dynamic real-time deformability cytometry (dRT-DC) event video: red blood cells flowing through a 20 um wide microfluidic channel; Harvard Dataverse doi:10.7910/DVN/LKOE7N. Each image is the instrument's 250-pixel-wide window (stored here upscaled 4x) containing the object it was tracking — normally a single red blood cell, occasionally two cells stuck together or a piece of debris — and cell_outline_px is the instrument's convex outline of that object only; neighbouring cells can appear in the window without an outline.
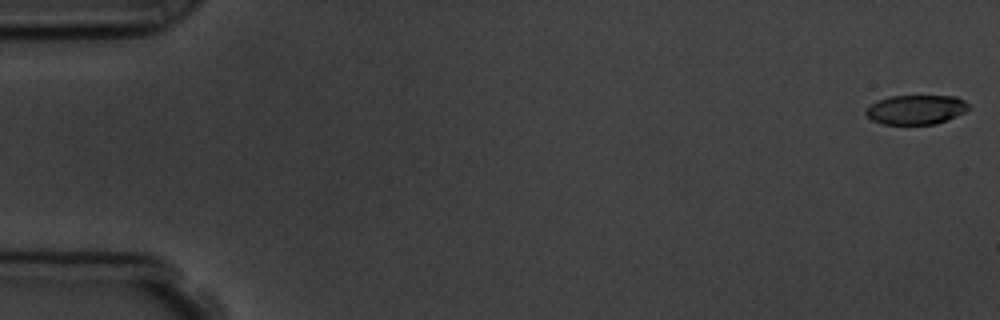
{"species": "common noctule bat (a hibernating species)", "species_latin": "Nyctalus noctula", "temperature_condition": "room temperature", "stored_images_in_passage": 6, "camera_frame_rate_fps": 3000, "um_per_image_px": 0.085, "animal": {"sex": "male", "body_mass_g": 19.5, "forearm_length_mm": 54.6}, "frame": {"image": 1, "passage_image": 1, "time_ms": 0.0, "image_size_px": [1000, 320], "cell_outline_px": [[972, 108], [948, 120], [936, 124], [884, 124], [872, 120], [864, 112], [876, 100], [888, 96], [956, 96], [964, 100]], "centroid_in_image_um": [77.89, 9.31], "position_along_channel_um": 7.1, "area_um2": 17.69}}
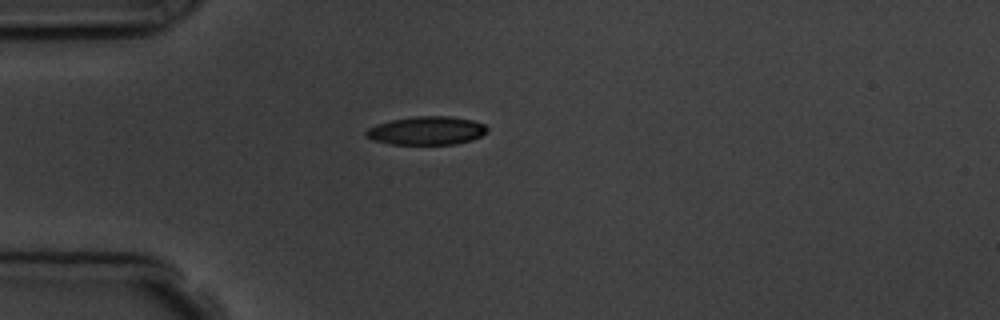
{"frame": {"image": 2, "passage_image": 5, "time_ms": 4.667, "image_size_px": [1000, 320], "cell_outline_px": [[488, 132], [472, 140], [456, 144], [388, 144], [372, 140], [364, 136], [364, 132], [368, 128], [376, 124], [392, 120], [416, 116], [448, 116], [472, 120], [484, 124], [488, 128]], "centroid_in_image_um": [36.24, 11.11], "position_along_channel_um": 48.8, "area_um2": 20.17}}